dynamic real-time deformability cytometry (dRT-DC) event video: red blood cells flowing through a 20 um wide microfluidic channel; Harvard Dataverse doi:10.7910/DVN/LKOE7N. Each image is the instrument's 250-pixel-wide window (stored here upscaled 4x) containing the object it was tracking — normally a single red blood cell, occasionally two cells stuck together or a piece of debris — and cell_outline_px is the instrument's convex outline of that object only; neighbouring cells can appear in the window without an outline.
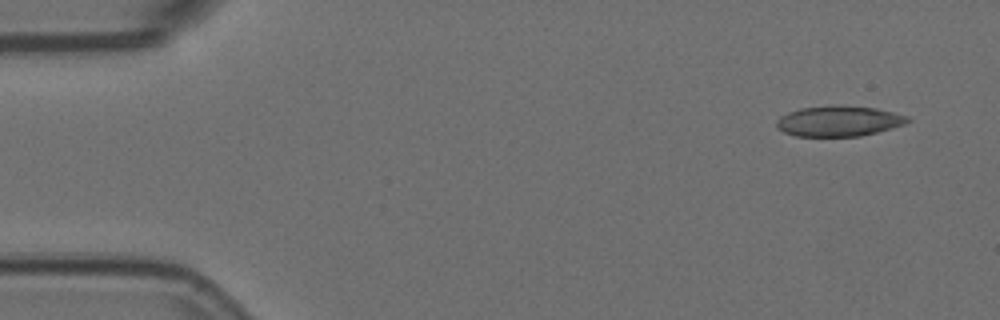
{"species": "Egyptian fruit bat (a non-hibernating species)", "species_latin": "Rousettus aegyptiacus", "temperature_condition": "room temperature", "stored_images_in_passage": 3, "camera_frame_rate_fps": 3000, "um_per_image_px": 0.085, "animal": {"sex": "female"}, "frame": {"image": 1, "passage_image": 1, "time_ms": 0.0, "image_size_px": [1000, 320], "cell_outline_px": [[912, 120], [904, 124], [892, 128], [860, 136], [796, 136], [784, 132], [776, 128], [776, 120], [780, 116], [788, 112], [800, 108], [828, 104], [840, 104], [876, 108], [908, 116]], "centroid_in_image_um": [71.27, 10.27], "position_along_channel_um": 13.7, "area_um2": 23.64}}
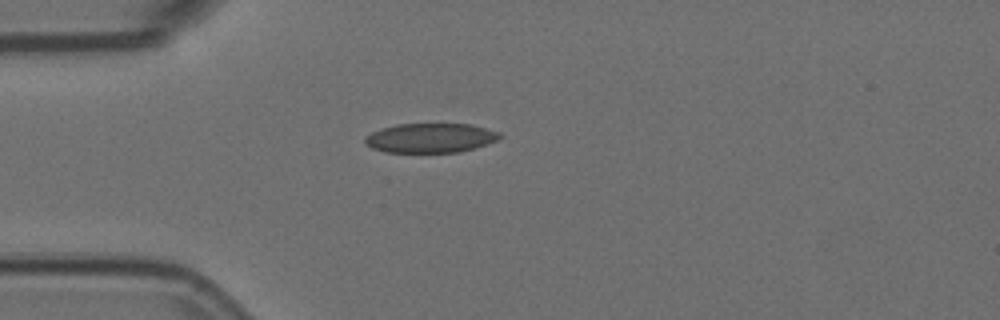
{"frame": {"image": 2, "passage_image": 3, "time_ms": 0.667, "image_size_px": [1000, 320], "cell_outline_px": [[504, 136], [496, 140], [460, 152], [384, 152], [372, 148], [364, 144], [364, 136], [380, 128], [396, 124], [472, 124], [500, 132]], "centroid_in_image_um": [36.54, 11.72], "position_along_channel_um": 48.5, "area_um2": 23.18}}